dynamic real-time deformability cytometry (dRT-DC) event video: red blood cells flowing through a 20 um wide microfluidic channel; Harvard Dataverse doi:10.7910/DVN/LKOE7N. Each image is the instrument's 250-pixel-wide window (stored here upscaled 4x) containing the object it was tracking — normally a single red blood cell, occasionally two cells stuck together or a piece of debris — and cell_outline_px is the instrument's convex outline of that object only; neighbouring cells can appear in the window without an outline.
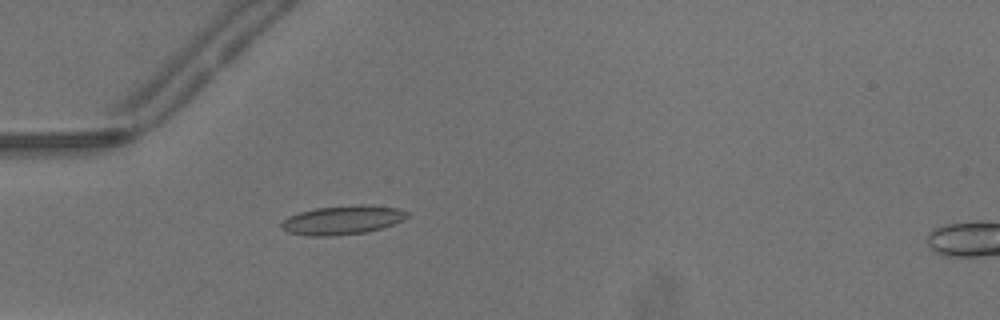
{"species": "common noctule bat (a hibernating species)", "species_latin": "Nyctalus noctula", "temperature_condition": "warm", "stored_images_in_passage": 42, "camera_frame_rate_fps": 3000, "um_per_image_px": 0.085, "animal": {"sex": "male", "body_mass_g": 13.3}, "frame": {"image": 1, "passage_image": 8, "time_ms": 2.333, "image_size_px": [1000, 320], "cell_outline_px": [[408, 216], [404, 220], [368, 232], [336, 236], [304, 236], [288, 232], [280, 228], [280, 224], [288, 216], [300, 212], [316, 208], [356, 204], [364, 204], [400, 208], [408, 212]], "centroid_in_image_um": [29.1, 18.7], "position_along_channel_um": 55.9, "area_um2": 21.5}}
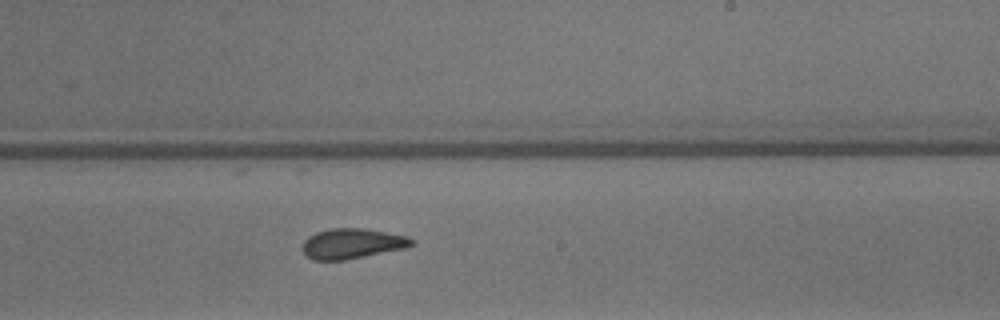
{"frame": {"image": 2, "passage_image": 23, "time_ms": 7.333, "image_size_px": [1000, 320], "cell_outline_px": [[416, 244], [404, 248], [344, 260], [312, 260], [304, 252], [304, 240], [308, 236], [316, 232], [332, 228], [360, 228], [408, 236]], "centroid_in_image_um": [29.92, 20.7], "position_along_channel_um": 259.1, "area_um2": 18.9}}
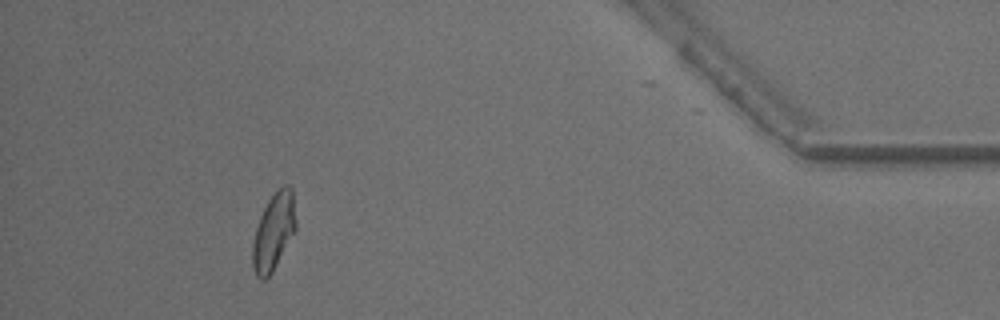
{"frame": {"image": 3, "passage_image": 38, "time_ms": 12.333, "image_size_px": [1000, 320], "cell_outline_px": [[296, 228], [272, 272], [264, 280], [260, 280], [256, 276], [252, 264], [252, 244], [256, 228], [260, 216], [268, 200], [284, 184], [288, 184], [292, 188], [296, 220]], "centroid_in_image_um": [23.25, 19.69], "position_along_channel_um": 412.0, "area_um2": 19.19}, "authors_computed_cell_mechanics": {"area_um2": 19.3052, "velocity_mm_per_s": 4.2213, "shape_relaxation_time_tau1_ms": 3.9804, "shape_relaxation_time_tau2_ms": 1.8651, "deformation_change_tau1": 0.1396, "deformation_change_tau2": 0.0912}}